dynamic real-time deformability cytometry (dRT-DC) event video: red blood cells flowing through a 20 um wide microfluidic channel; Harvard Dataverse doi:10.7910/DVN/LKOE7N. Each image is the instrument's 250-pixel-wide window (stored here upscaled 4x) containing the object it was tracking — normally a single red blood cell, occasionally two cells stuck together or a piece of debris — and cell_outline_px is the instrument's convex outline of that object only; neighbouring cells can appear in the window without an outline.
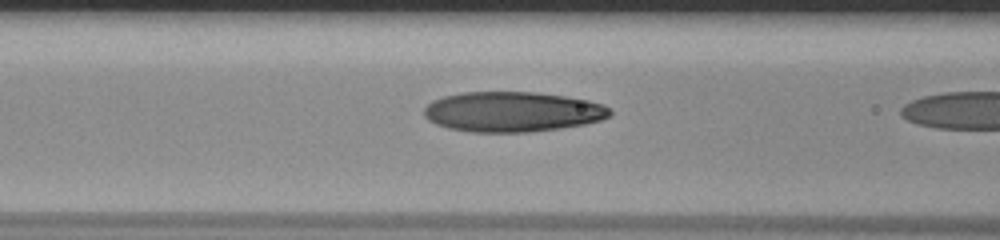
{"species": "human", "species_latin": "Homo sapiens", "temperature_condition": "room temperature", "stored_images_in_passage": 7, "camera_frame_rate_fps": 3000, "um_per_image_px": 0.085, "donor": {"sex": "male"}, "frame": {"image": 1, "passage_image": 5, "time_ms": 1.333, "image_size_px": [1000, 240], "cell_outline_px": [[612, 112], [608, 116], [600, 120], [584, 124], [560, 128], [528, 132], [472, 132], [448, 128], [436, 124], [428, 120], [424, 116], [424, 108], [432, 100], [444, 96], [464, 92], [536, 92], [564, 96], [588, 100], [604, 104]], "centroid_in_image_um": [43.53, 9.5], "position_along_channel_um": 123.1, "area_um2": 43.47}}